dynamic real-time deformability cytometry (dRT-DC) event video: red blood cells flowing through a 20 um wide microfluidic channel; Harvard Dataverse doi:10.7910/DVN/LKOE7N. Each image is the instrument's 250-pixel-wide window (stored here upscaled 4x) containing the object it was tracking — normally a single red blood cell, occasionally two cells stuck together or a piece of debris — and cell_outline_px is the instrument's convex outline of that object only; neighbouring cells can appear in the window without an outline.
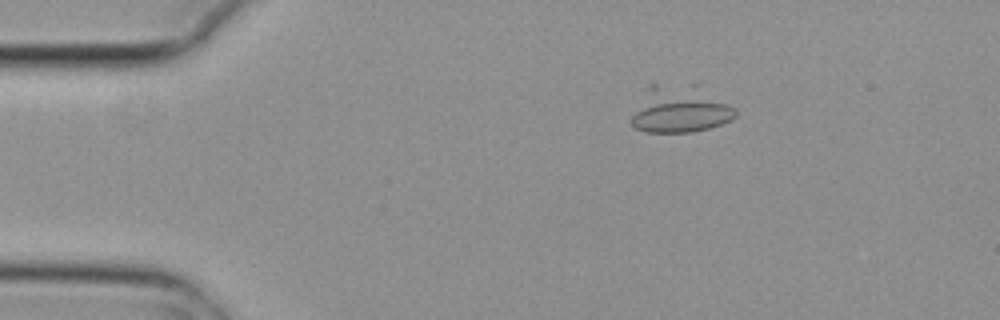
{"species": "common noctule bat (a hibernating species)", "species_latin": "Nyctalus noctula", "temperature_condition": "cold", "stored_images_in_passage": 4, "camera_frame_rate_fps": 3000, "um_per_image_px": 0.085, "animal": {"sex": "female", "body_mass_g": 29.2, "forearm_length_mm": 56.3}, "frame": {"image": 1, "passage_image": 2, "time_ms": 0.333, "image_size_px": [1000, 320], "cell_outline_px": [[736, 116], [732, 120], [708, 128], [692, 132], [644, 132], [636, 128], [632, 124], [632, 116], [648, 84], [656, 84], [728, 104], [736, 108]], "centroid_in_image_um": [57.66, 9.47], "position_along_channel_um": 27.3, "area_um2": 25.43}}